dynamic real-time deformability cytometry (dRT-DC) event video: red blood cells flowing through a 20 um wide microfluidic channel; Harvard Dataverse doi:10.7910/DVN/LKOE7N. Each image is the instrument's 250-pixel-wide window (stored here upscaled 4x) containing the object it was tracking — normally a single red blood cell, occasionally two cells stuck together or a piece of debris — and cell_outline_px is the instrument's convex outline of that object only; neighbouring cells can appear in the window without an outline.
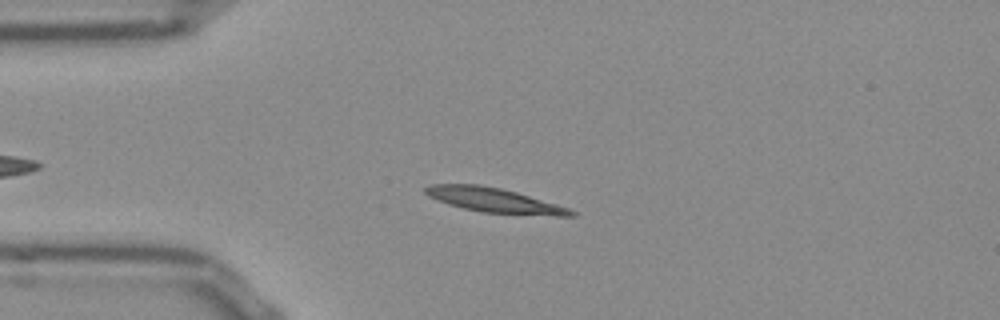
{"species": "Egyptian fruit bat (a non-hibernating species)", "species_latin": "Rousettus aegyptiacus", "temperature_condition": "room temperature", "stored_images_in_passage": 48, "camera_frame_rate_fps": 3000, "um_per_image_px": 0.085, "frame": {"image": 1, "passage_image": 8, "time_ms": 2.333, "image_size_px": [1000, 320], "cell_outline_px": [[576, 216], [556, 216], [480, 212], [448, 204], [428, 196], [424, 192], [424, 188], [428, 184], [480, 184], [500, 188], [516, 192], [556, 204], [568, 208], [576, 212]], "centroid_in_image_um": [41.98, 17.02], "position_along_channel_um": 43.0, "area_um2": 20.75}}
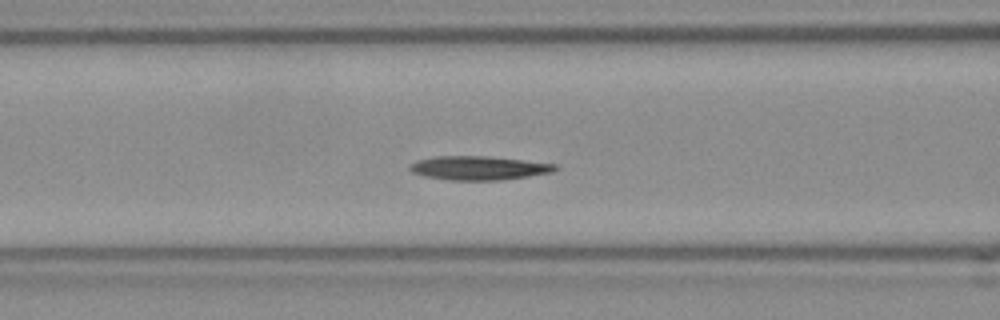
{"frame": {"image": 2, "passage_image": 16, "time_ms": 5.0, "image_size_px": [1000, 320], "cell_outline_px": [[560, 168], [552, 172], [528, 176], [500, 180], [452, 180], [428, 176], [412, 172], [408, 168], [416, 160], [436, 156], [488, 156], [556, 164]], "centroid_in_image_um": [40.72, 14.27], "position_along_channel_um": 125.9, "area_um2": 20.0}}
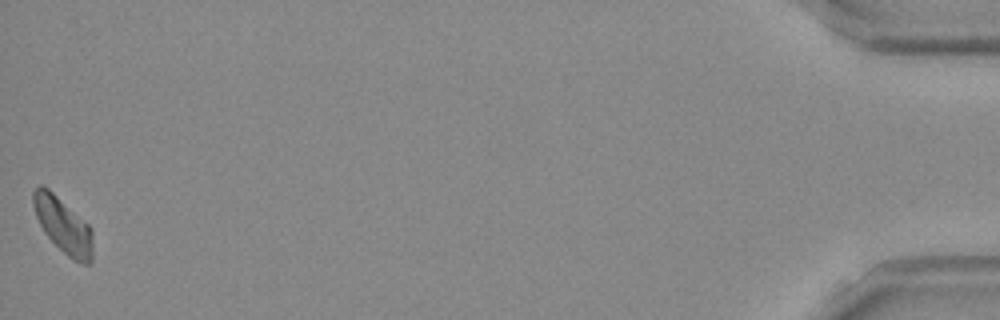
{"frame": {"image": 3, "passage_image": 48, "time_ms": 15.667, "image_size_px": [1000, 320], "cell_outline_px": [[92, 264], [84, 264], [72, 260], [44, 232], [36, 216], [32, 204], [32, 192], [40, 184], [48, 188], [88, 224], [92, 228]], "centroid_in_image_um": [5.37, 19.16], "position_along_channel_um": 429.8, "area_um2": 19.07}, "authors_computed_cell_mechanics": {"area_um2": 19.5942, "velocity_mm_per_s": 3.8059, "shape_relaxation_time_tau1_ms": 4.1591, "shape_relaxation_time_tau2_ms": null, "deformation_change_tau1": 0.1418, "deformation_change_tau2": null}}